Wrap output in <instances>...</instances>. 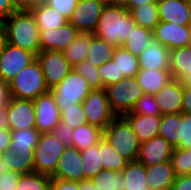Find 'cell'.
<instances>
[{"label":"cell","instance_id":"1","mask_svg":"<svg viewBox=\"0 0 191 190\" xmlns=\"http://www.w3.org/2000/svg\"><path fill=\"white\" fill-rule=\"evenodd\" d=\"M136 26L131 12L124 5L108 4L103 7L93 35L114 47H122Z\"/></svg>","mask_w":191,"mask_h":190},{"label":"cell","instance_id":"2","mask_svg":"<svg viewBox=\"0 0 191 190\" xmlns=\"http://www.w3.org/2000/svg\"><path fill=\"white\" fill-rule=\"evenodd\" d=\"M7 43L28 50L35 55L40 52V31L31 11H15L1 20Z\"/></svg>","mask_w":191,"mask_h":190},{"label":"cell","instance_id":"3","mask_svg":"<svg viewBox=\"0 0 191 190\" xmlns=\"http://www.w3.org/2000/svg\"><path fill=\"white\" fill-rule=\"evenodd\" d=\"M10 96L18 99L34 100L50 91L41 65L37 59L25 67L8 83Z\"/></svg>","mask_w":191,"mask_h":190},{"label":"cell","instance_id":"4","mask_svg":"<svg viewBox=\"0 0 191 190\" xmlns=\"http://www.w3.org/2000/svg\"><path fill=\"white\" fill-rule=\"evenodd\" d=\"M103 137L128 162L138 159L140 142L129 122L121 115L116 116L103 131Z\"/></svg>","mask_w":191,"mask_h":190},{"label":"cell","instance_id":"5","mask_svg":"<svg viewBox=\"0 0 191 190\" xmlns=\"http://www.w3.org/2000/svg\"><path fill=\"white\" fill-rule=\"evenodd\" d=\"M111 109L117 116L130 112L144 92L135 77L123 78L105 87Z\"/></svg>","mask_w":191,"mask_h":190},{"label":"cell","instance_id":"6","mask_svg":"<svg viewBox=\"0 0 191 190\" xmlns=\"http://www.w3.org/2000/svg\"><path fill=\"white\" fill-rule=\"evenodd\" d=\"M92 90L88 81L74 70L50 89L60 112L67 107L82 103Z\"/></svg>","mask_w":191,"mask_h":190},{"label":"cell","instance_id":"7","mask_svg":"<svg viewBox=\"0 0 191 190\" xmlns=\"http://www.w3.org/2000/svg\"><path fill=\"white\" fill-rule=\"evenodd\" d=\"M65 148L51 133H40L34 149V172L51 177Z\"/></svg>","mask_w":191,"mask_h":190},{"label":"cell","instance_id":"8","mask_svg":"<svg viewBox=\"0 0 191 190\" xmlns=\"http://www.w3.org/2000/svg\"><path fill=\"white\" fill-rule=\"evenodd\" d=\"M87 123L101 130L117 116L111 109L105 89H93L82 102Z\"/></svg>","mask_w":191,"mask_h":190},{"label":"cell","instance_id":"9","mask_svg":"<svg viewBox=\"0 0 191 190\" xmlns=\"http://www.w3.org/2000/svg\"><path fill=\"white\" fill-rule=\"evenodd\" d=\"M0 120L10 131L36 128L33 100L11 97Z\"/></svg>","mask_w":191,"mask_h":190},{"label":"cell","instance_id":"10","mask_svg":"<svg viewBox=\"0 0 191 190\" xmlns=\"http://www.w3.org/2000/svg\"><path fill=\"white\" fill-rule=\"evenodd\" d=\"M36 59V55L9 43L0 53V79L6 83Z\"/></svg>","mask_w":191,"mask_h":190},{"label":"cell","instance_id":"11","mask_svg":"<svg viewBox=\"0 0 191 190\" xmlns=\"http://www.w3.org/2000/svg\"><path fill=\"white\" fill-rule=\"evenodd\" d=\"M36 59L41 65L49 89L55 87L73 71V67L65 59L62 51H40Z\"/></svg>","mask_w":191,"mask_h":190},{"label":"cell","instance_id":"12","mask_svg":"<svg viewBox=\"0 0 191 190\" xmlns=\"http://www.w3.org/2000/svg\"><path fill=\"white\" fill-rule=\"evenodd\" d=\"M35 105V127L40 133H50L61 120L60 109L51 91L33 100Z\"/></svg>","mask_w":191,"mask_h":190},{"label":"cell","instance_id":"13","mask_svg":"<svg viewBox=\"0 0 191 190\" xmlns=\"http://www.w3.org/2000/svg\"><path fill=\"white\" fill-rule=\"evenodd\" d=\"M104 6L95 0H78L69 23L78 32L94 33Z\"/></svg>","mask_w":191,"mask_h":190},{"label":"cell","instance_id":"14","mask_svg":"<svg viewBox=\"0 0 191 190\" xmlns=\"http://www.w3.org/2000/svg\"><path fill=\"white\" fill-rule=\"evenodd\" d=\"M152 31L154 40L169 50L189 46V26L160 21Z\"/></svg>","mask_w":191,"mask_h":190},{"label":"cell","instance_id":"15","mask_svg":"<svg viewBox=\"0 0 191 190\" xmlns=\"http://www.w3.org/2000/svg\"><path fill=\"white\" fill-rule=\"evenodd\" d=\"M174 147L163 137L156 135L140 144L138 161L145 166H152L171 160Z\"/></svg>","mask_w":191,"mask_h":190},{"label":"cell","instance_id":"16","mask_svg":"<svg viewBox=\"0 0 191 190\" xmlns=\"http://www.w3.org/2000/svg\"><path fill=\"white\" fill-rule=\"evenodd\" d=\"M51 178L74 182L83 180L80 151L73 147H66Z\"/></svg>","mask_w":191,"mask_h":190},{"label":"cell","instance_id":"17","mask_svg":"<svg viewBox=\"0 0 191 190\" xmlns=\"http://www.w3.org/2000/svg\"><path fill=\"white\" fill-rule=\"evenodd\" d=\"M78 33L70 23L56 29L40 31V51H63Z\"/></svg>","mask_w":191,"mask_h":190},{"label":"cell","instance_id":"18","mask_svg":"<svg viewBox=\"0 0 191 190\" xmlns=\"http://www.w3.org/2000/svg\"><path fill=\"white\" fill-rule=\"evenodd\" d=\"M156 103L162 114L182 113L183 85L178 79H172L155 94Z\"/></svg>","mask_w":191,"mask_h":190},{"label":"cell","instance_id":"19","mask_svg":"<svg viewBox=\"0 0 191 190\" xmlns=\"http://www.w3.org/2000/svg\"><path fill=\"white\" fill-rule=\"evenodd\" d=\"M131 125L132 131L140 143L149 141L158 135L161 122V114L141 115L137 113H125L122 115Z\"/></svg>","mask_w":191,"mask_h":190},{"label":"cell","instance_id":"20","mask_svg":"<svg viewBox=\"0 0 191 190\" xmlns=\"http://www.w3.org/2000/svg\"><path fill=\"white\" fill-rule=\"evenodd\" d=\"M160 21L189 26V0H157Z\"/></svg>","mask_w":191,"mask_h":190},{"label":"cell","instance_id":"21","mask_svg":"<svg viewBox=\"0 0 191 190\" xmlns=\"http://www.w3.org/2000/svg\"><path fill=\"white\" fill-rule=\"evenodd\" d=\"M169 70L183 86L191 85V46L170 50Z\"/></svg>","mask_w":191,"mask_h":190},{"label":"cell","instance_id":"22","mask_svg":"<svg viewBox=\"0 0 191 190\" xmlns=\"http://www.w3.org/2000/svg\"><path fill=\"white\" fill-rule=\"evenodd\" d=\"M140 70H169L170 50L153 41L138 57Z\"/></svg>","mask_w":191,"mask_h":190},{"label":"cell","instance_id":"23","mask_svg":"<svg viewBox=\"0 0 191 190\" xmlns=\"http://www.w3.org/2000/svg\"><path fill=\"white\" fill-rule=\"evenodd\" d=\"M175 177L171 161L146 166V182L151 190H171Z\"/></svg>","mask_w":191,"mask_h":190},{"label":"cell","instance_id":"24","mask_svg":"<svg viewBox=\"0 0 191 190\" xmlns=\"http://www.w3.org/2000/svg\"><path fill=\"white\" fill-rule=\"evenodd\" d=\"M39 136L40 132L36 128L11 130L10 150L15 155L34 156Z\"/></svg>","mask_w":191,"mask_h":190},{"label":"cell","instance_id":"25","mask_svg":"<svg viewBox=\"0 0 191 190\" xmlns=\"http://www.w3.org/2000/svg\"><path fill=\"white\" fill-rule=\"evenodd\" d=\"M144 93L156 94L173 78L170 70H139L135 76Z\"/></svg>","mask_w":191,"mask_h":190},{"label":"cell","instance_id":"26","mask_svg":"<svg viewBox=\"0 0 191 190\" xmlns=\"http://www.w3.org/2000/svg\"><path fill=\"white\" fill-rule=\"evenodd\" d=\"M158 135L177 148L182 139V113L162 114Z\"/></svg>","mask_w":191,"mask_h":190},{"label":"cell","instance_id":"27","mask_svg":"<svg viewBox=\"0 0 191 190\" xmlns=\"http://www.w3.org/2000/svg\"><path fill=\"white\" fill-rule=\"evenodd\" d=\"M39 31L56 29L69 23V20L47 4L31 10Z\"/></svg>","mask_w":191,"mask_h":190},{"label":"cell","instance_id":"28","mask_svg":"<svg viewBox=\"0 0 191 190\" xmlns=\"http://www.w3.org/2000/svg\"><path fill=\"white\" fill-rule=\"evenodd\" d=\"M93 33L79 32L73 42L62 52L72 67L86 60Z\"/></svg>","mask_w":191,"mask_h":190},{"label":"cell","instance_id":"29","mask_svg":"<svg viewBox=\"0 0 191 190\" xmlns=\"http://www.w3.org/2000/svg\"><path fill=\"white\" fill-rule=\"evenodd\" d=\"M122 174L124 190H151L146 182V166L138 160L128 162Z\"/></svg>","mask_w":191,"mask_h":190},{"label":"cell","instance_id":"30","mask_svg":"<svg viewBox=\"0 0 191 190\" xmlns=\"http://www.w3.org/2000/svg\"><path fill=\"white\" fill-rule=\"evenodd\" d=\"M72 134L73 142L71 147L76 148L79 151L99 143L103 138V130L90 125L89 123L77 127Z\"/></svg>","mask_w":191,"mask_h":190},{"label":"cell","instance_id":"31","mask_svg":"<svg viewBox=\"0 0 191 190\" xmlns=\"http://www.w3.org/2000/svg\"><path fill=\"white\" fill-rule=\"evenodd\" d=\"M154 41L153 31L141 26H136L130 37L122 44V47L136 57L151 46Z\"/></svg>","mask_w":191,"mask_h":190},{"label":"cell","instance_id":"32","mask_svg":"<svg viewBox=\"0 0 191 190\" xmlns=\"http://www.w3.org/2000/svg\"><path fill=\"white\" fill-rule=\"evenodd\" d=\"M81 153V168L84 179H92L99 172L104 170L102 165L101 151L99 143L80 151Z\"/></svg>","mask_w":191,"mask_h":190},{"label":"cell","instance_id":"33","mask_svg":"<svg viewBox=\"0 0 191 190\" xmlns=\"http://www.w3.org/2000/svg\"><path fill=\"white\" fill-rule=\"evenodd\" d=\"M115 48L103 41L101 38L93 35L91 38L90 49L86 56V61L90 62L93 66L99 67L104 62L113 58Z\"/></svg>","mask_w":191,"mask_h":190},{"label":"cell","instance_id":"34","mask_svg":"<svg viewBox=\"0 0 191 190\" xmlns=\"http://www.w3.org/2000/svg\"><path fill=\"white\" fill-rule=\"evenodd\" d=\"M112 60L117 64L119 76L124 78L135 77L140 70L138 57L125 50L123 47H116Z\"/></svg>","mask_w":191,"mask_h":190},{"label":"cell","instance_id":"35","mask_svg":"<svg viewBox=\"0 0 191 190\" xmlns=\"http://www.w3.org/2000/svg\"><path fill=\"white\" fill-rule=\"evenodd\" d=\"M130 12L137 26L153 30L160 22L157 0L147 5L135 7Z\"/></svg>","mask_w":191,"mask_h":190},{"label":"cell","instance_id":"36","mask_svg":"<svg viewBox=\"0 0 191 190\" xmlns=\"http://www.w3.org/2000/svg\"><path fill=\"white\" fill-rule=\"evenodd\" d=\"M99 150L101 151L102 165L105 170L122 172L126 167L128 161L104 137L99 141Z\"/></svg>","mask_w":191,"mask_h":190},{"label":"cell","instance_id":"37","mask_svg":"<svg viewBox=\"0 0 191 190\" xmlns=\"http://www.w3.org/2000/svg\"><path fill=\"white\" fill-rule=\"evenodd\" d=\"M97 190H124V177L122 172L102 170L92 178Z\"/></svg>","mask_w":191,"mask_h":190},{"label":"cell","instance_id":"38","mask_svg":"<svg viewBox=\"0 0 191 190\" xmlns=\"http://www.w3.org/2000/svg\"><path fill=\"white\" fill-rule=\"evenodd\" d=\"M1 156L6 162L8 170L18 172L19 174L34 172V156L15 155L10 149L2 152Z\"/></svg>","mask_w":191,"mask_h":190},{"label":"cell","instance_id":"39","mask_svg":"<svg viewBox=\"0 0 191 190\" xmlns=\"http://www.w3.org/2000/svg\"><path fill=\"white\" fill-rule=\"evenodd\" d=\"M51 177L31 172L21 174L17 183V190H50Z\"/></svg>","mask_w":191,"mask_h":190},{"label":"cell","instance_id":"40","mask_svg":"<svg viewBox=\"0 0 191 190\" xmlns=\"http://www.w3.org/2000/svg\"><path fill=\"white\" fill-rule=\"evenodd\" d=\"M170 161L176 176L191 174V149L174 148Z\"/></svg>","mask_w":191,"mask_h":190},{"label":"cell","instance_id":"41","mask_svg":"<svg viewBox=\"0 0 191 190\" xmlns=\"http://www.w3.org/2000/svg\"><path fill=\"white\" fill-rule=\"evenodd\" d=\"M73 70L83 76L92 89H105L101 77L99 76L98 67L93 66L90 62L84 60L76 64Z\"/></svg>","mask_w":191,"mask_h":190},{"label":"cell","instance_id":"42","mask_svg":"<svg viewBox=\"0 0 191 190\" xmlns=\"http://www.w3.org/2000/svg\"><path fill=\"white\" fill-rule=\"evenodd\" d=\"M60 116L61 120L74 129L80 127L82 124L87 123L82 103L67 107L60 112Z\"/></svg>","mask_w":191,"mask_h":190},{"label":"cell","instance_id":"43","mask_svg":"<svg viewBox=\"0 0 191 190\" xmlns=\"http://www.w3.org/2000/svg\"><path fill=\"white\" fill-rule=\"evenodd\" d=\"M127 113L157 115L161 114V110L159 108V105L156 103L155 95L144 93L143 96L138 99L133 109Z\"/></svg>","mask_w":191,"mask_h":190},{"label":"cell","instance_id":"44","mask_svg":"<svg viewBox=\"0 0 191 190\" xmlns=\"http://www.w3.org/2000/svg\"><path fill=\"white\" fill-rule=\"evenodd\" d=\"M99 76L104 85V88L110 84L117 83L124 76H119V69L117 64L111 59L104 62L101 66L98 67Z\"/></svg>","mask_w":191,"mask_h":190},{"label":"cell","instance_id":"45","mask_svg":"<svg viewBox=\"0 0 191 190\" xmlns=\"http://www.w3.org/2000/svg\"><path fill=\"white\" fill-rule=\"evenodd\" d=\"M73 132L74 128L67 125L63 120H60L50 133L55 136L65 147H71L73 142Z\"/></svg>","mask_w":191,"mask_h":190},{"label":"cell","instance_id":"46","mask_svg":"<svg viewBox=\"0 0 191 190\" xmlns=\"http://www.w3.org/2000/svg\"><path fill=\"white\" fill-rule=\"evenodd\" d=\"M78 0H47L46 4L62 13L68 20L70 19L73 10L77 6Z\"/></svg>","mask_w":191,"mask_h":190},{"label":"cell","instance_id":"47","mask_svg":"<svg viewBox=\"0 0 191 190\" xmlns=\"http://www.w3.org/2000/svg\"><path fill=\"white\" fill-rule=\"evenodd\" d=\"M180 149H191V114L182 113V139Z\"/></svg>","mask_w":191,"mask_h":190},{"label":"cell","instance_id":"48","mask_svg":"<svg viewBox=\"0 0 191 190\" xmlns=\"http://www.w3.org/2000/svg\"><path fill=\"white\" fill-rule=\"evenodd\" d=\"M18 172L8 170L0 175V190H17V183L20 178Z\"/></svg>","mask_w":191,"mask_h":190},{"label":"cell","instance_id":"49","mask_svg":"<svg viewBox=\"0 0 191 190\" xmlns=\"http://www.w3.org/2000/svg\"><path fill=\"white\" fill-rule=\"evenodd\" d=\"M50 190H79L78 182L51 178Z\"/></svg>","mask_w":191,"mask_h":190},{"label":"cell","instance_id":"50","mask_svg":"<svg viewBox=\"0 0 191 190\" xmlns=\"http://www.w3.org/2000/svg\"><path fill=\"white\" fill-rule=\"evenodd\" d=\"M11 131L0 120V152L10 149Z\"/></svg>","mask_w":191,"mask_h":190},{"label":"cell","instance_id":"51","mask_svg":"<svg viewBox=\"0 0 191 190\" xmlns=\"http://www.w3.org/2000/svg\"><path fill=\"white\" fill-rule=\"evenodd\" d=\"M17 10L31 11L34 8L41 7L46 4L47 0H14Z\"/></svg>","mask_w":191,"mask_h":190},{"label":"cell","instance_id":"52","mask_svg":"<svg viewBox=\"0 0 191 190\" xmlns=\"http://www.w3.org/2000/svg\"><path fill=\"white\" fill-rule=\"evenodd\" d=\"M10 98L11 96H10L8 83L0 79V118L3 115V112L5 111V108L7 104L9 103Z\"/></svg>","mask_w":191,"mask_h":190},{"label":"cell","instance_id":"53","mask_svg":"<svg viewBox=\"0 0 191 190\" xmlns=\"http://www.w3.org/2000/svg\"><path fill=\"white\" fill-rule=\"evenodd\" d=\"M171 190H191V174L176 176Z\"/></svg>","mask_w":191,"mask_h":190},{"label":"cell","instance_id":"54","mask_svg":"<svg viewBox=\"0 0 191 190\" xmlns=\"http://www.w3.org/2000/svg\"><path fill=\"white\" fill-rule=\"evenodd\" d=\"M17 11L14 0H0V21Z\"/></svg>","mask_w":191,"mask_h":190},{"label":"cell","instance_id":"55","mask_svg":"<svg viewBox=\"0 0 191 190\" xmlns=\"http://www.w3.org/2000/svg\"><path fill=\"white\" fill-rule=\"evenodd\" d=\"M182 113L191 114V85L183 86Z\"/></svg>","mask_w":191,"mask_h":190},{"label":"cell","instance_id":"56","mask_svg":"<svg viewBox=\"0 0 191 190\" xmlns=\"http://www.w3.org/2000/svg\"><path fill=\"white\" fill-rule=\"evenodd\" d=\"M155 0H127L124 6L131 11L135 7H139L141 5H147Z\"/></svg>","mask_w":191,"mask_h":190},{"label":"cell","instance_id":"57","mask_svg":"<svg viewBox=\"0 0 191 190\" xmlns=\"http://www.w3.org/2000/svg\"><path fill=\"white\" fill-rule=\"evenodd\" d=\"M79 190H97L92 179H83L78 182Z\"/></svg>","mask_w":191,"mask_h":190},{"label":"cell","instance_id":"58","mask_svg":"<svg viewBox=\"0 0 191 190\" xmlns=\"http://www.w3.org/2000/svg\"><path fill=\"white\" fill-rule=\"evenodd\" d=\"M6 43L7 40H6L5 29L2 22L0 21V53L3 51Z\"/></svg>","mask_w":191,"mask_h":190},{"label":"cell","instance_id":"59","mask_svg":"<svg viewBox=\"0 0 191 190\" xmlns=\"http://www.w3.org/2000/svg\"><path fill=\"white\" fill-rule=\"evenodd\" d=\"M6 171H8V167L6 162L2 159V163H0V175Z\"/></svg>","mask_w":191,"mask_h":190},{"label":"cell","instance_id":"60","mask_svg":"<svg viewBox=\"0 0 191 190\" xmlns=\"http://www.w3.org/2000/svg\"><path fill=\"white\" fill-rule=\"evenodd\" d=\"M127 0H110V4L124 5Z\"/></svg>","mask_w":191,"mask_h":190},{"label":"cell","instance_id":"61","mask_svg":"<svg viewBox=\"0 0 191 190\" xmlns=\"http://www.w3.org/2000/svg\"><path fill=\"white\" fill-rule=\"evenodd\" d=\"M189 27L191 28V0H189Z\"/></svg>","mask_w":191,"mask_h":190},{"label":"cell","instance_id":"62","mask_svg":"<svg viewBox=\"0 0 191 190\" xmlns=\"http://www.w3.org/2000/svg\"><path fill=\"white\" fill-rule=\"evenodd\" d=\"M96 2L102 3L104 5L110 4V0H95Z\"/></svg>","mask_w":191,"mask_h":190},{"label":"cell","instance_id":"63","mask_svg":"<svg viewBox=\"0 0 191 190\" xmlns=\"http://www.w3.org/2000/svg\"><path fill=\"white\" fill-rule=\"evenodd\" d=\"M189 46H191V31H190Z\"/></svg>","mask_w":191,"mask_h":190},{"label":"cell","instance_id":"64","mask_svg":"<svg viewBox=\"0 0 191 190\" xmlns=\"http://www.w3.org/2000/svg\"><path fill=\"white\" fill-rule=\"evenodd\" d=\"M2 152H0V163H2Z\"/></svg>","mask_w":191,"mask_h":190}]
</instances>
